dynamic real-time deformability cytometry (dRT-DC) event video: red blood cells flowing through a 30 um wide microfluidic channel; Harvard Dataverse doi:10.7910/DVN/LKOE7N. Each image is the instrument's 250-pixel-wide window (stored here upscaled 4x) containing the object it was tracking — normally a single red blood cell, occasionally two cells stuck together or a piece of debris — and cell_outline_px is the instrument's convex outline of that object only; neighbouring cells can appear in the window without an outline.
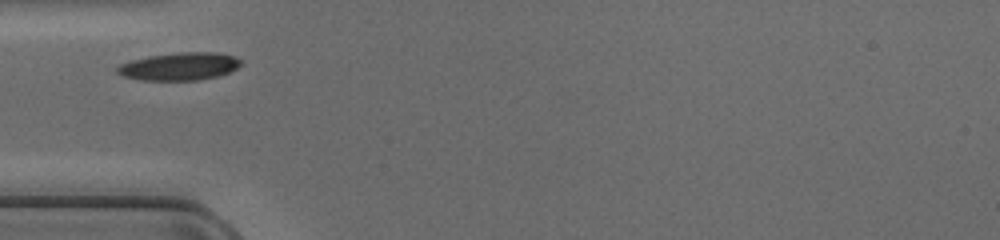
{"species": "common noctule bat (a hibernating species)", "species_latin": "Nyctalus noctula", "temperature_condition": "cold", "stored_images_in_passage": 24, "camera_frame_rate_fps": 3000, "um_per_image_px": 0.085, "animal": {"sex": "female", "body_mass_g": 17.0, "forearm_length_mm": 48.0}, "frame": {"image": 1, "passage_image": 1, "time_ms": 0.0, "image_size_px": [1000, 240], "cell_outline_px": [[240, 64], [236, 68], [228, 72], [216, 76], [196, 80], [144, 80], [124, 76], [116, 72], [116, 68], [120, 64], [132, 60], [148, 56], [180, 52], [216, 52], [236, 56], [240, 60]], "centroid_in_image_um": [15.24, 5.63], "position_along_channel_um": 69.8, "area_um2": 19.77}}
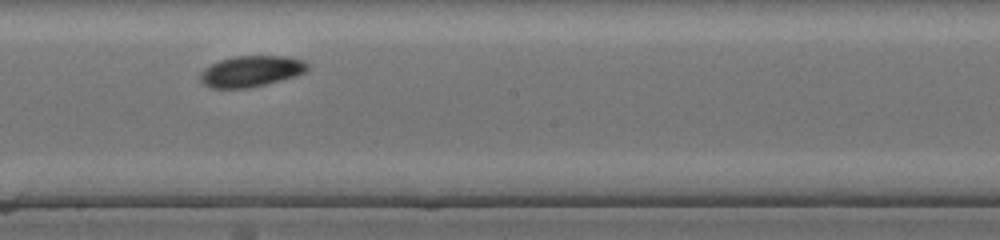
{"frame": {"image": 2, "passage_image": 12, "time_ms": 3.667, "image_size_px": [1000, 240], "cell_outline_px": [[308, 68], [304, 72], [296, 76], [264, 84], [244, 88], [212, 88], [204, 84], [200, 80], [200, 72], [204, 68], [220, 60], [236, 56], [288, 56], [304, 60], [308, 64]], "centroid_in_image_um": [21.34, 6.04], "position_along_channel_um": 226.9, "area_um2": 19.25}}
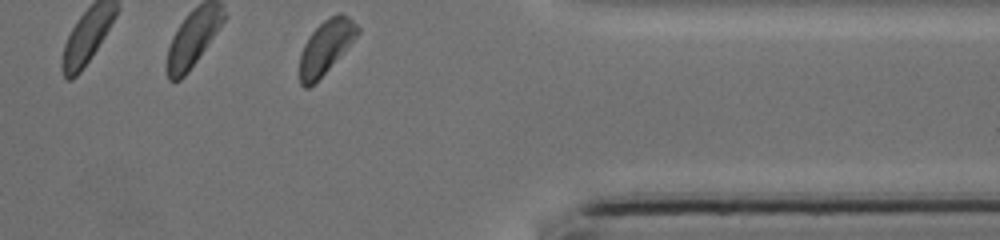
{"frame": {"image": 3, "passage_image": 24, "time_ms": 7.667, "image_size_px": [1000, 240], "cell_outline_px": [[360, 32], [328, 68], [308, 88], [304, 88], [300, 84], [300, 56], [304, 44], [308, 36], [324, 20], [340, 12], [348, 16], [360, 28]], "centroid_in_image_um": [27.68, 3.96], "position_along_channel_um": 383.7, "area_um2": 17.46}}